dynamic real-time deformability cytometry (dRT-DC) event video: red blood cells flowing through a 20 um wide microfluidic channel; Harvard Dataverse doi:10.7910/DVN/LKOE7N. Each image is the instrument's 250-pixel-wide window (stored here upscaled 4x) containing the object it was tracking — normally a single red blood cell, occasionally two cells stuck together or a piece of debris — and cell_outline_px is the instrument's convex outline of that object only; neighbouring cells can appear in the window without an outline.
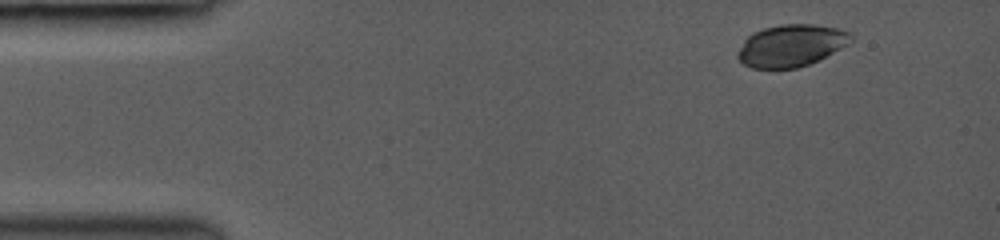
{"species": "common noctule bat (a hibernating species)", "species_latin": "Nyctalus noctula", "temperature_condition": "room temperature", "stored_images_in_passage": 6, "camera_frame_rate_fps": 3000, "um_per_image_px": 0.085, "animal": {"sex": "female", "body_mass_g": 19.0, "forearm_length_mm": 53.3}, "frame": {"image": 1, "passage_image": 1, "time_ms": 0.0, "image_size_px": [1000, 240], "cell_outline_px": [[852, 40], [848, 44], [820, 60], [796, 68], [752, 68], [744, 64], [736, 56], [744, 40], [752, 32], [764, 28], [780, 24], [816, 24], [836, 28], [852, 32]], "centroid_in_image_um": [67.26, 3.86], "position_along_channel_um": 17.7, "area_um2": 27.8}}
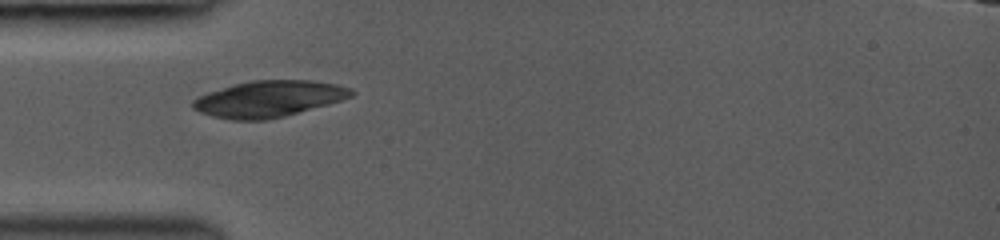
{"frame": {"image": 2, "passage_image": 5, "time_ms": 3.333, "image_size_px": [1000, 240], "cell_outline_px": [[356, 92], [352, 96], [328, 104], [284, 116], [268, 120], [232, 120], [212, 116], [200, 112], [192, 108], [192, 100], [208, 92], [236, 84], [252, 80], [312, 80], [336, 84], [352, 88]], "centroid_in_image_um": [22.86, 8.4], "position_along_channel_um": 62.1, "area_um2": 33.35}}